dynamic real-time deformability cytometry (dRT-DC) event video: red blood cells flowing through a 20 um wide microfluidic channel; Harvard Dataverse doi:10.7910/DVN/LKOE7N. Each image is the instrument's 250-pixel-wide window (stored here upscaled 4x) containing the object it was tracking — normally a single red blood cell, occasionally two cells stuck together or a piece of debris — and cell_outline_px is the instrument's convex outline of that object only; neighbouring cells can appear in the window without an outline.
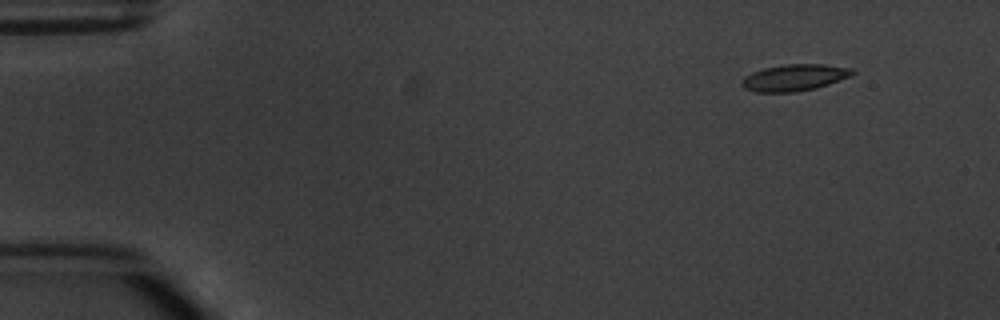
{"species": "common noctule bat (a hibernating species)", "species_latin": "Nyctalus noctula", "temperature_condition": "warm", "stored_images_in_passage": 5, "camera_frame_rate_fps": 3000, "um_per_image_px": 0.085, "animal": {"sex": "male", "body_mass_g": 20.1, "forearm_length_mm": 53.5}, "frame": {"image": 1, "passage_image": 2, "time_ms": 1.0, "image_size_px": [1000, 320], "cell_outline_px": [[856, 72], [852, 76], [816, 88], [796, 92], [756, 92], [744, 88], [740, 84], [744, 76], [752, 72], [764, 68], [784, 64], [824, 64], [852, 68]], "centroid_in_image_um": [67.53, 6.59], "position_along_channel_um": 17.5, "area_um2": 17.28}}
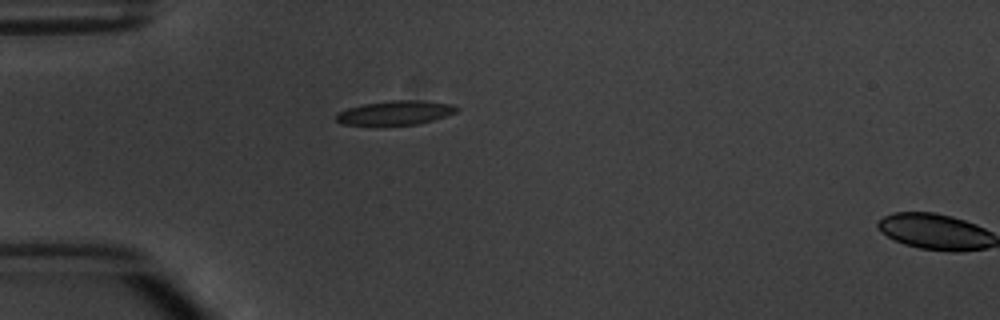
{"frame": {"image": 2, "passage_image": 4, "time_ms": 4.333, "image_size_px": [1000, 320], "cell_outline_px": [[460, 108], [456, 112], [432, 120], [416, 124], [344, 124], [336, 120], [336, 112], [348, 108], [364, 104], [392, 100], [420, 100], [452, 104]], "centroid_in_image_um": [33.61, 9.56], "position_along_channel_um": 51.4, "area_um2": 16.59}}